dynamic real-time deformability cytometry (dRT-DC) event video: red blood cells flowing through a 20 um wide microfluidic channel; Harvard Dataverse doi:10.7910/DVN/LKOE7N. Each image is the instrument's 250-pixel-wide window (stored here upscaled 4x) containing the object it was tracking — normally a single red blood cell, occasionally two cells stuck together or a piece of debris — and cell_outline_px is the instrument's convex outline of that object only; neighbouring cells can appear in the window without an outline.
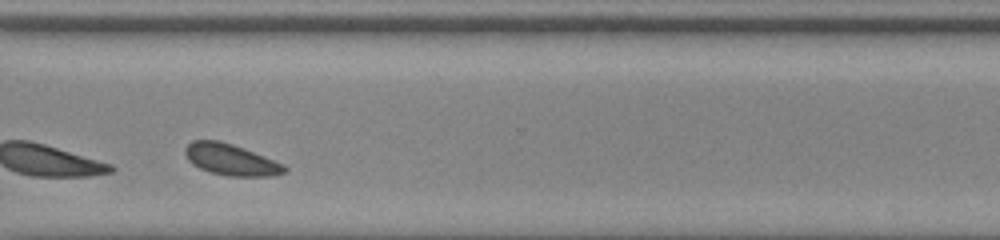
{"species": "common noctule bat (a hibernating species)", "species_latin": "Nyctalus noctula", "temperature_condition": "room temperature", "stored_images_in_passage": 29, "camera_frame_rate_fps": 3000, "um_per_image_px": 0.085, "animal": {"sex": "male", "body_mass_g": 20.0, "forearm_length_mm": 53.3}, "frame": {"image": 1, "passage_image": 25, "time_ms": 8.0, "image_size_px": [1000, 240], "cell_outline_px": [[288, 168], [284, 172], [272, 176], [228, 176], [212, 172], [200, 168], [192, 164], [188, 160], [184, 152], [184, 148], [192, 140], [220, 140], [244, 148], [284, 164]], "centroid_in_image_um": [19.61, 13.56], "position_along_channel_um": 351.0, "area_um2": 18.09}}
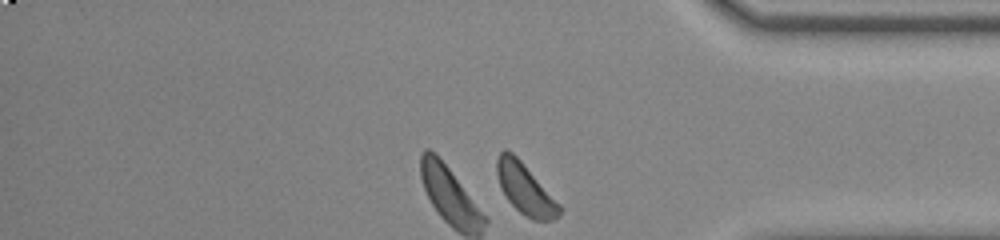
{"frame": {"image": 2, "passage_image": 29, "time_ms": 9.333, "image_size_px": [1000, 240], "cell_outline_px": [[564, 208], [560, 216], [552, 220], [532, 220], [524, 216], [508, 200], [500, 184], [496, 172], [496, 160], [500, 152], [504, 148], [512, 152], [524, 164]], "centroid_in_image_um": [44.67, 16.07], "position_along_channel_um": 390.5, "area_um2": 18.44}, "authors_computed_cell_mechanics": {"area_um2": 17.34, "velocity_mm_per_s": 3.8407, "shape_relaxation_time_tau1_ms": null, "shape_relaxation_time_tau2_ms": 4.7425, "deformation_change_tau1": null, "deformation_change_tau2": 0.075}}